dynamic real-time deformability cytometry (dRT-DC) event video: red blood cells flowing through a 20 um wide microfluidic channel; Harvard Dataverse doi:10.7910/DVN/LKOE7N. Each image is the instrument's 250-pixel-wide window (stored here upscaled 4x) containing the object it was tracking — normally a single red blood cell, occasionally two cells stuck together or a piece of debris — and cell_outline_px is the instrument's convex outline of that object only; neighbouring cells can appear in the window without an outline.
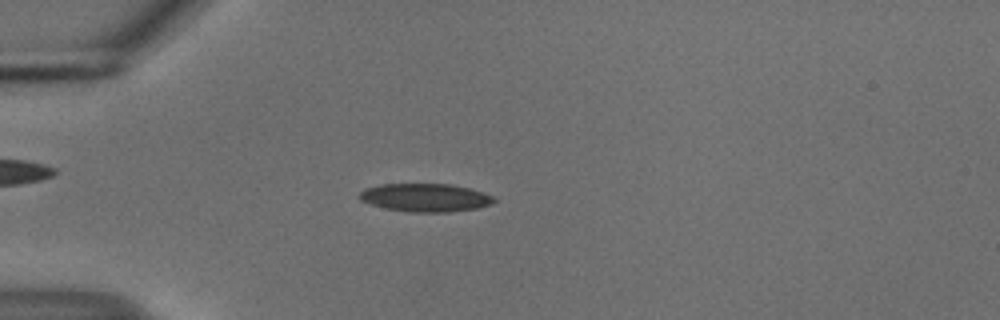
{"species": "common noctule bat (a hibernating species)", "species_latin": "Nyctalus noctula", "temperature_condition": "cold", "stored_images_in_passage": 48, "camera_frame_rate_fps": 3000, "um_per_image_px": 0.085, "animal": {"sex": "male", "body_mass_g": 18.8}, "frame": {"image": 1, "passage_image": 9, "time_ms": 2.667, "image_size_px": [1000, 320], "cell_outline_px": [[496, 200], [492, 204], [476, 208], [448, 212], [408, 212], [388, 208], [372, 204], [360, 200], [356, 196], [364, 188], [380, 184], [448, 184], [468, 188], [484, 192], [492, 196]], "centroid_in_image_um": [36.13, 16.79], "position_along_channel_um": 48.9, "area_um2": 22.02}}
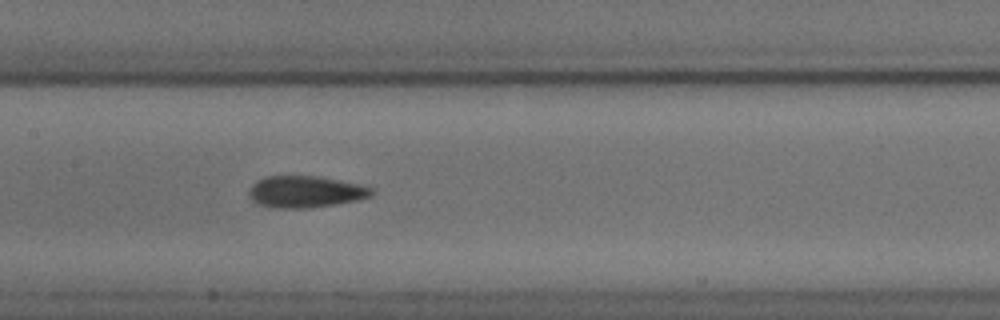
{"frame": {"image": 2, "passage_image": 21, "time_ms": 6.667, "image_size_px": [1000, 320], "cell_outline_px": [[372, 196], [356, 200], [332, 204], [300, 208], [280, 208], [260, 204], [252, 200], [248, 196], [248, 188], [256, 180], [264, 176], [320, 176], [360, 184], [372, 188]], "centroid_in_image_um": [25.92, 16.27], "position_along_channel_um": 181.5, "area_um2": 22.48}}
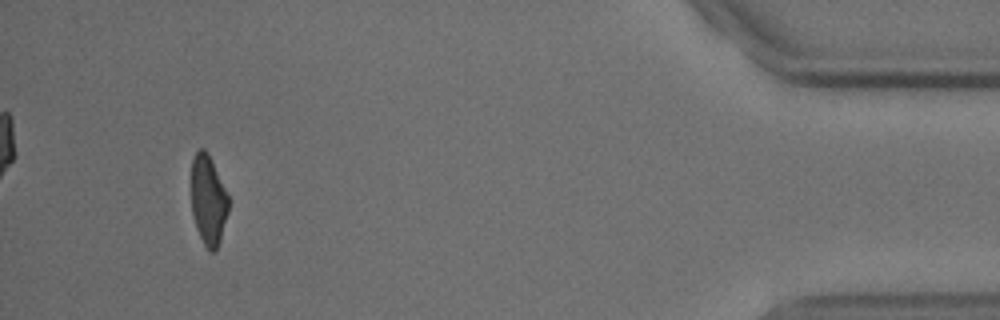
{"frame": {"image": 3, "passage_image": 45, "time_ms": 14.667, "image_size_px": [1000, 320], "cell_outline_px": [[228, 212], [220, 240], [216, 252], [212, 252], [204, 244], [196, 228], [192, 212], [192, 160], [196, 152], [200, 148], [204, 148], [208, 152], [228, 196]], "centroid_in_image_um": [17.7, 17.01], "position_along_channel_um": 417.5, "area_um2": 19.19}, "authors_computed_cell_mechanics": {"area_um2": 21.6172, "velocity_mm_per_s": 3.7407, "shape_relaxation_time_tau1_ms": 7.5368, "shape_relaxation_time_tau2_ms": 2.4954, "deformation_change_tau1": 0.1747, "deformation_change_tau2": 0.083}}